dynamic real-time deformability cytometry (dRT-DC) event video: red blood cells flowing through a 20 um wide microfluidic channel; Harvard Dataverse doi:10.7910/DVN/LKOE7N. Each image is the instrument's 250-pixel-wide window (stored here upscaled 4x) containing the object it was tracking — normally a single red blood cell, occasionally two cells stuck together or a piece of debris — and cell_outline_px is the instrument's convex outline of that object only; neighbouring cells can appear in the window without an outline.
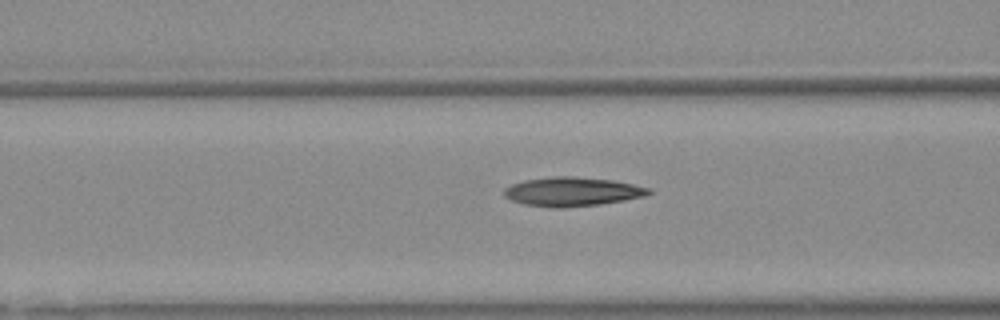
{"species": "Egyptian fruit bat (a non-hibernating species)", "species_latin": "Rousettus aegyptiacus", "temperature_condition": "warm", "stored_images_in_passage": 13, "camera_frame_rate_fps": 3000, "um_per_image_px": 0.085, "animal": {"sex": "female"}, "frame": {"image": 1, "passage_image": 8, "time_ms": 2.333, "image_size_px": [1000, 320], "cell_outline_px": [[652, 192], [644, 196], [624, 200], [600, 204], [560, 208], [556, 208], [524, 204], [512, 200], [504, 196], [504, 188], [512, 184], [524, 180], [552, 176], [576, 176], [612, 180], [652, 188]], "centroid_in_image_um": [48.64, 16.28], "position_along_channel_um": 118.0, "area_um2": 24.45}}
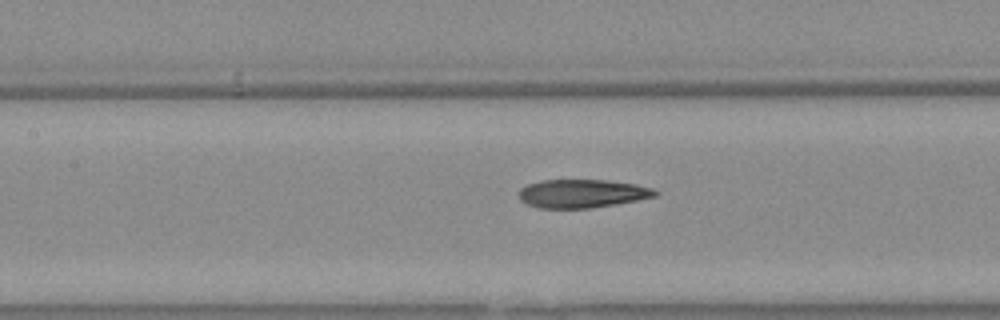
{"frame": {"image": 2, "passage_image": 11, "time_ms": 3.333, "image_size_px": [1000, 320], "cell_outline_px": [[660, 192], [656, 196], [616, 204], [588, 208], [540, 208], [528, 204], [520, 200], [516, 196], [516, 192], [520, 188], [528, 184], [540, 180], [604, 180], [636, 184], [652, 188]], "centroid_in_image_um": [49.43, 16.45], "position_along_channel_um": 158.0, "area_um2": 22.66}}